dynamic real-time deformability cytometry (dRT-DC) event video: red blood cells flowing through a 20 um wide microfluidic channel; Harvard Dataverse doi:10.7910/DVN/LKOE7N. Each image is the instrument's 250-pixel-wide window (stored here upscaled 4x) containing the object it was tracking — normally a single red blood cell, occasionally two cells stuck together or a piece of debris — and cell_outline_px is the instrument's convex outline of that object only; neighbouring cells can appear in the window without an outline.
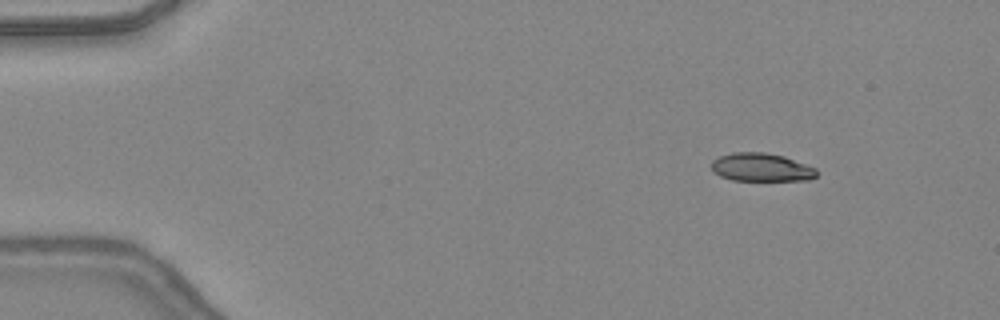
{"species": "common noctule bat (a hibernating species)", "species_latin": "Nyctalus noctula", "temperature_condition": "warm", "stored_images_in_passage": 13, "camera_frame_rate_fps": 3000, "um_per_image_px": 0.085, "animal": {"sex": "female", "body_mass_g": 24.6, "forearm_length_mm": 56.2}, "frame": {"image": 1, "passage_image": 1, "time_ms": 0.0, "image_size_px": [1000, 320], "cell_outline_px": [[816, 176], [808, 180], [732, 180], [720, 176], [712, 172], [712, 160], [720, 156], [732, 152], [764, 152], [784, 156], [816, 168]], "centroid_in_image_um": [64.68, 14.22], "position_along_channel_um": 20.3, "area_um2": 17.28}}
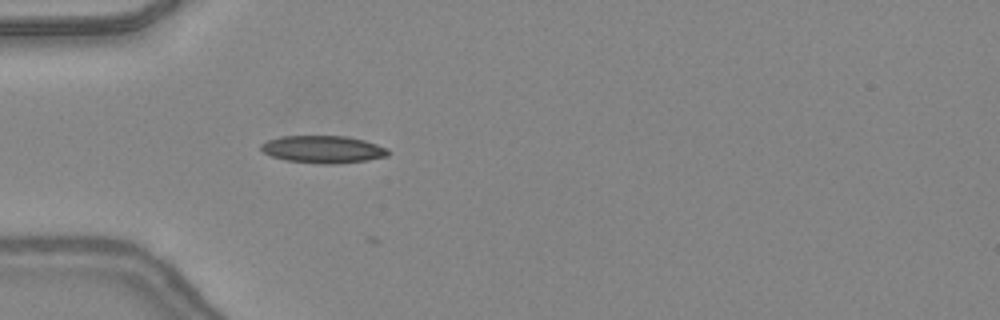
{"frame": {"image": 2, "passage_image": 10, "time_ms": 3.0, "image_size_px": [1000, 320], "cell_outline_px": [[392, 152], [388, 156], [368, 160], [336, 164], [320, 164], [288, 160], [272, 156], [264, 152], [260, 148], [260, 144], [268, 140], [280, 136], [344, 136], [364, 140], [388, 148]], "centroid_in_image_um": [27.5, 12.69], "position_along_channel_um": 57.5, "area_um2": 20.35}}